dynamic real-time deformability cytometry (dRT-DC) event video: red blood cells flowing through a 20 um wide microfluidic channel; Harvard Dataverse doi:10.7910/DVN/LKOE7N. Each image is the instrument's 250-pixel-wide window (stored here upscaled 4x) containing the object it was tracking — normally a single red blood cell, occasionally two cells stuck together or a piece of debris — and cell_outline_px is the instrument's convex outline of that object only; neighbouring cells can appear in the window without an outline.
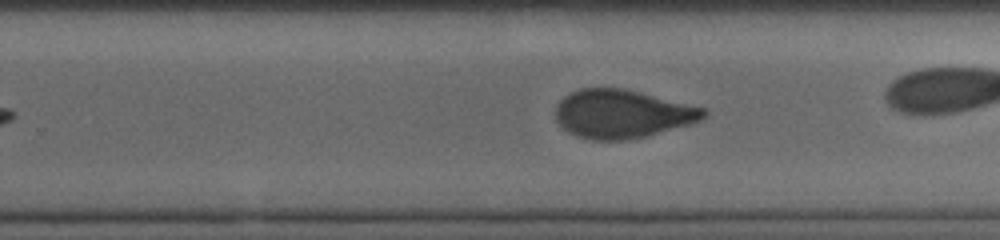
{"species": "human", "species_latin": "Homo sapiens", "temperature_condition": "cold", "stored_images_in_passage": 32, "camera_frame_rate_fps": 3000, "um_per_image_px": 0.085, "donor": {"sex": "male"}, "frame": {"image": 1, "passage_image": 23, "time_ms": 7.333, "image_size_px": [1000, 240], "cell_outline_px": [[708, 116], [692, 124], [648, 136], [628, 140], [592, 140], [576, 136], [568, 132], [556, 120], [556, 104], [568, 92], [580, 88], [624, 88], [708, 108]], "centroid_in_image_um": [52.93, 9.68], "position_along_channel_um": 276.9, "area_um2": 42.43}}